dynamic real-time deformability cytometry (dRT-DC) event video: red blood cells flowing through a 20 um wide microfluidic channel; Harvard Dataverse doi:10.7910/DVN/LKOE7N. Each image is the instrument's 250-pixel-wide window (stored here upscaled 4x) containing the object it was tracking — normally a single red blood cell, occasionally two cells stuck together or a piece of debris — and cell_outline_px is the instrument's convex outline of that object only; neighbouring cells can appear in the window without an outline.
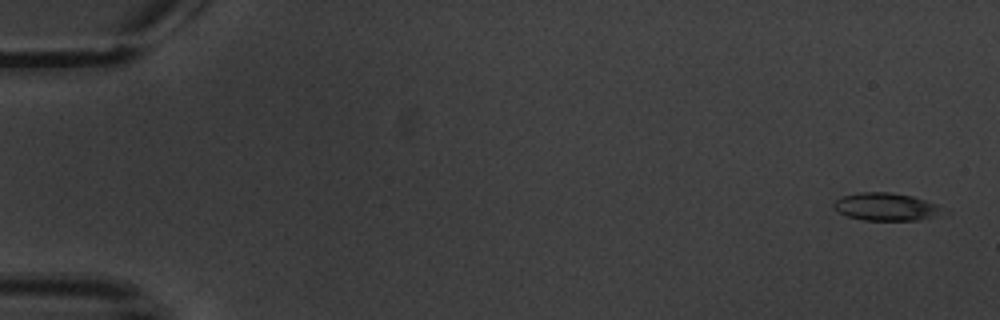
{"species": "common noctule bat (a hibernating species)", "species_latin": "Nyctalus noctula", "temperature_condition": "warm", "stored_images_in_passage": 8, "camera_frame_rate_fps": 3000, "um_per_image_px": 0.085, "animal": {"sex": "male", "body_mass_g": 20.1, "forearm_length_mm": 53.5}, "frame": {"image": 1, "passage_image": 1, "time_ms": 0.0, "image_size_px": [1000, 320], "cell_outline_px": [[952, 212], [916, 220], [864, 220], [848, 216], [840, 212], [832, 204], [836, 200], [844, 196], [856, 192], [888, 192], [912, 196], [936, 204]], "centroid_in_image_um": [75.38, 17.57], "position_along_channel_um": 9.6, "area_um2": 17.57}}
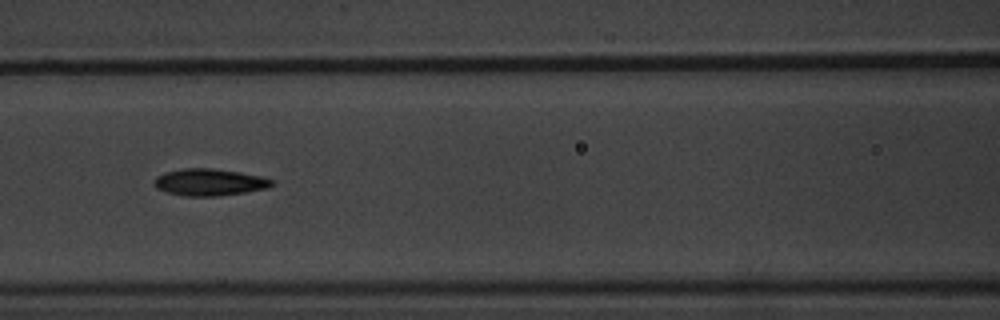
{"frame": {"image": 2, "passage_image": 8, "time_ms": 8.333, "image_size_px": [1000, 320], "cell_outline_px": [[276, 184], [268, 188], [244, 192], [216, 196], [184, 196], [168, 192], [156, 188], [152, 184], [152, 180], [156, 176], [168, 172], [184, 168], [212, 168], [240, 172], [260, 176], [276, 180]], "centroid_in_image_um": [17.82, 15.49], "position_along_channel_um": 148.8, "area_um2": 18.55}}